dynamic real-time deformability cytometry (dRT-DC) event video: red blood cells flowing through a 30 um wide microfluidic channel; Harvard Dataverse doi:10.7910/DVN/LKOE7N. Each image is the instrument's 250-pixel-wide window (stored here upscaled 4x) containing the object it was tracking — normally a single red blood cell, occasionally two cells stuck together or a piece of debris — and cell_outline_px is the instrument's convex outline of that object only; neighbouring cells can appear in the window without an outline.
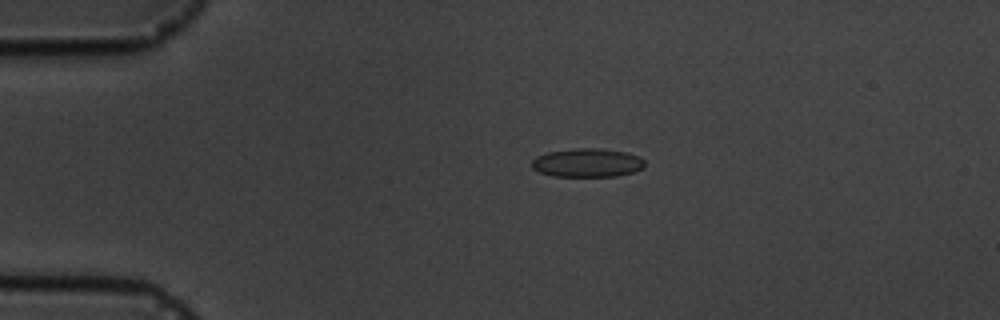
{"species": "common noctule bat (a hibernating species)", "species_latin": "Nyctalus noctula", "temperature_condition": "cold", "stored_images_in_passage": 5, "camera_frame_rate_fps": 3000, "um_per_image_px": 0.085, "animal": {"sex": "male", "body_mass_g": 19.5, "forearm_length_mm": 54.6}, "frame": {"image": 1, "passage_image": 3, "time_ms": 3.0, "image_size_px": [1000, 320], "cell_outline_px": [[644, 168], [632, 172], [616, 176], [552, 176], [540, 172], [532, 168], [532, 160], [536, 156], [548, 152], [576, 148], [600, 148], [628, 152], [640, 156], [644, 160]], "centroid_in_image_um": [49.94, 13.82], "position_along_channel_um": 35.1, "area_um2": 18.96}}
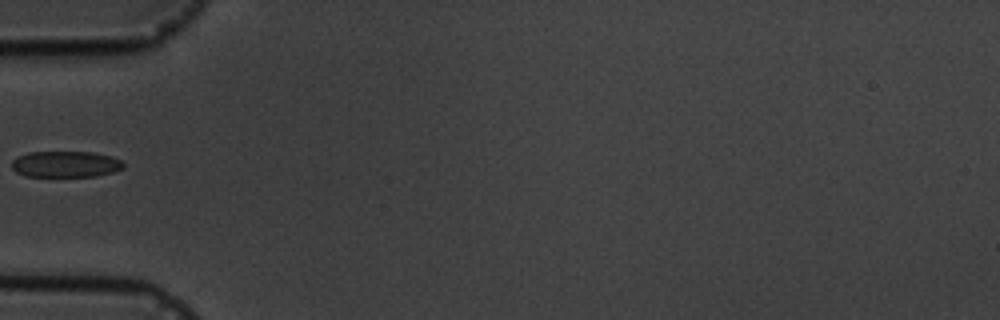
{"frame": {"image": 2, "passage_image": 5, "time_ms": 5.333, "image_size_px": [1000, 320], "cell_outline_px": [[124, 168], [112, 172], [96, 176], [24, 176], [16, 172], [12, 168], [12, 160], [16, 156], [28, 152], [92, 152], [112, 156], [120, 160], [124, 164]], "centroid_in_image_um": [5.55, 13.95], "position_along_channel_um": 79.4, "area_um2": 17.11}}